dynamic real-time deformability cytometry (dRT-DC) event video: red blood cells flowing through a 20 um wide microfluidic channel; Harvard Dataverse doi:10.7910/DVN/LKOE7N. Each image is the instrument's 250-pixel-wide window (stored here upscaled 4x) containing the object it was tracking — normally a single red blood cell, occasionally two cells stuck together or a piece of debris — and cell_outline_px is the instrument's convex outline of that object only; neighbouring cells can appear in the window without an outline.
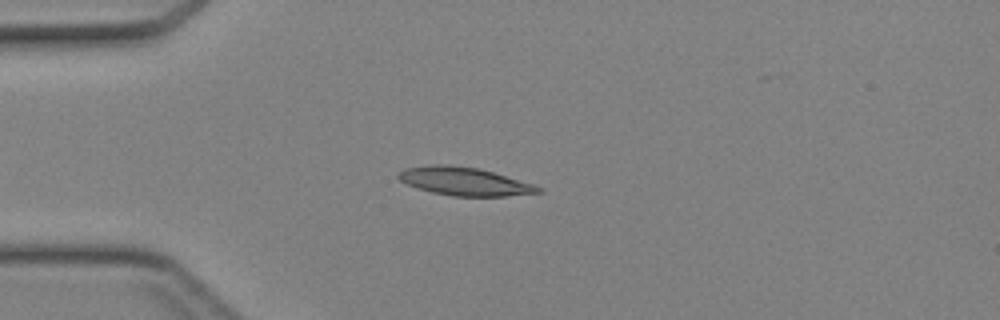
{"species": "Egyptian fruit bat (a non-hibernating species)", "species_latin": "Rousettus aegyptiacus", "temperature_condition": "cold", "stored_images_in_passage": 33, "camera_frame_rate_fps": 3000, "um_per_image_px": 0.085, "animal": {"sex": "female"}, "frame": {"image": 1, "passage_image": 3, "time_ms": 0.667, "image_size_px": [1000, 320], "cell_outline_px": [[544, 192], [504, 196], [452, 196], [432, 192], [408, 184], [400, 180], [396, 176], [396, 172], [404, 168], [432, 164], [448, 164], [480, 168], [532, 184], [544, 188]], "centroid_in_image_um": [39.46, 15.4], "position_along_channel_um": 45.5, "area_um2": 23.0}}
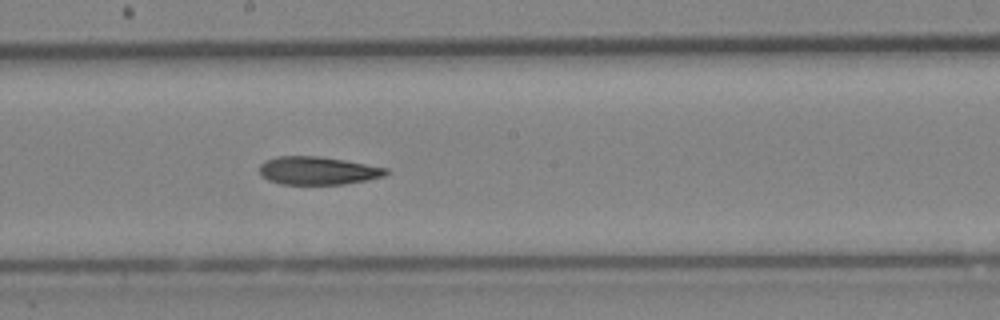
{"frame": {"image": 2, "passage_image": 16, "time_ms": 5.0, "image_size_px": [1000, 320], "cell_outline_px": [[388, 172], [384, 176], [368, 180], [344, 184], [280, 184], [268, 180], [260, 172], [260, 164], [264, 160], [276, 156], [320, 156], [344, 160], [388, 168]], "centroid_in_image_um": [27.01, 14.5], "position_along_channel_um": 221.2, "area_um2": 20.69}}
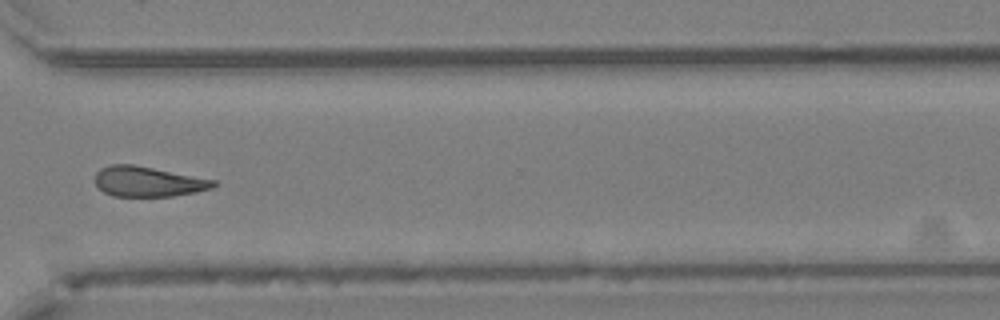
{"frame": {"image": 3, "passage_image": 25, "time_ms": 8.0, "image_size_px": [1000, 320], "cell_outline_px": [[216, 184], [212, 188], [196, 192], [172, 196], [112, 196], [104, 192], [96, 184], [96, 172], [100, 168], [112, 164], [132, 164], [216, 180]], "centroid_in_image_um": [12.58, 15.43], "position_along_channel_um": 358.0, "area_um2": 20.63}}